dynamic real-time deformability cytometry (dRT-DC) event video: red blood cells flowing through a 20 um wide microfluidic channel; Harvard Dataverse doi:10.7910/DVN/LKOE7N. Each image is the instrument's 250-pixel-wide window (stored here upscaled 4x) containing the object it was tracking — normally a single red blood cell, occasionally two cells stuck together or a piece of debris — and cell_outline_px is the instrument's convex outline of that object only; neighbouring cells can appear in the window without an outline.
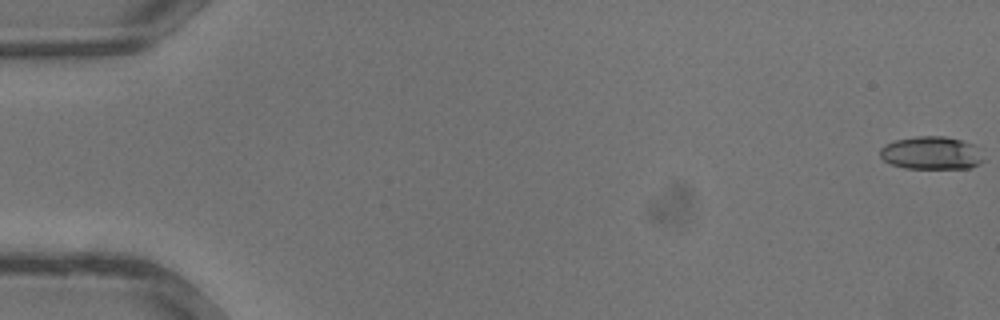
{"species": "common noctule bat (a hibernating species)", "species_latin": "Nyctalus noctula", "temperature_condition": "warm", "stored_images_in_passage": 36, "camera_frame_rate_fps": 3000, "um_per_image_px": 0.085, "animal": {"sex": "male", "body_mass_g": 13.3}, "frame": {"image": 1, "passage_image": 1, "time_ms": 0.0, "image_size_px": [1000, 320], "cell_outline_px": [[984, 160], [980, 164], [972, 168], [904, 168], [892, 164], [884, 160], [880, 156], [880, 148], [884, 144], [896, 140], [916, 136], [944, 136], [960, 140], [972, 144]], "centroid_in_image_um": [79.13, 13.01], "position_along_channel_um": 5.9, "area_um2": 19.71}}
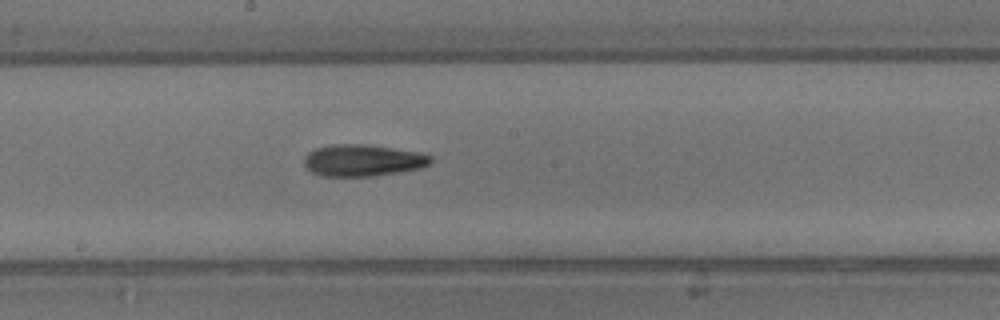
{"frame": {"image": 2, "passage_image": 20, "time_ms": 6.333, "image_size_px": [1000, 320], "cell_outline_px": [[432, 160], [428, 164], [420, 168], [372, 176], [324, 176], [312, 172], [304, 164], [304, 156], [308, 152], [316, 148], [332, 144], [368, 144], [420, 152], [432, 156]], "centroid_in_image_um": [30.83, 13.62], "position_along_channel_um": 217.4, "area_um2": 23.35}}
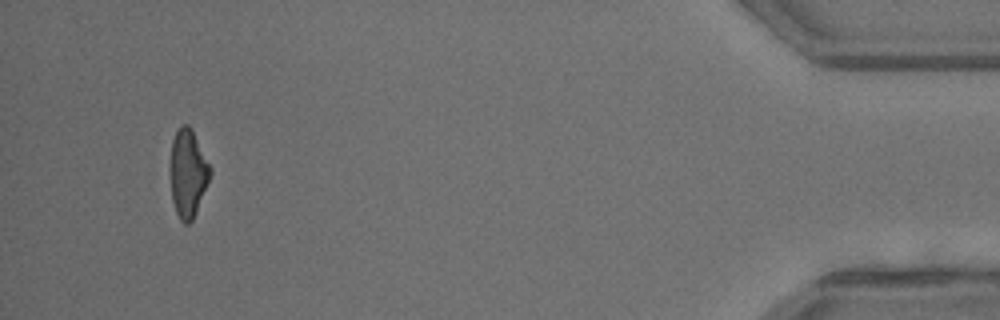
{"frame": {"image": 3, "passage_image": 34, "time_ms": 11.0, "image_size_px": [1000, 320], "cell_outline_px": [[212, 172], [196, 212], [192, 220], [188, 224], [184, 224], [180, 220], [176, 212], [172, 200], [168, 168], [172, 140], [180, 124], [188, 124], [192, 128], [212, 168]], "centroid_in_image_um": [15.95, 14.69], "position_along_channel_um": 419.3, "area_um2": 20.98}}